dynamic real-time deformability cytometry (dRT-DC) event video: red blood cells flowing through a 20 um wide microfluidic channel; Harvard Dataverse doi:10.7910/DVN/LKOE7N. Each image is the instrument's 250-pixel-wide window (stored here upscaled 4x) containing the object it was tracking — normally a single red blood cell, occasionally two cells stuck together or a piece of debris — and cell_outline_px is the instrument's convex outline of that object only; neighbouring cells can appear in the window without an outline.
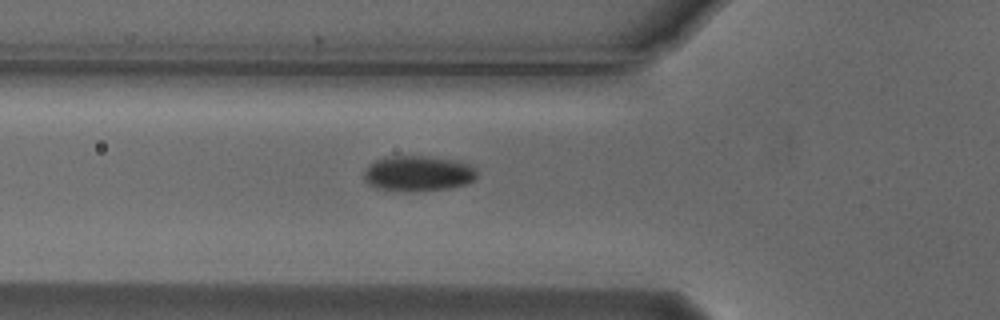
{"species": "Egyptian fruit bat (a non-hibernating species)", "species_latin": "Rousettus aegyptiacus", "temperature_condition": "cold", "stored_images_in_passage": 7, "camera_frame_rate_fps": 3000, "um_per_image_px": 0.085, "animal": {"sex": "male"}, "frame": {"image": 1, "passage_image": 7, "time_ms": 2.0, "image_size_px": [1000, 320], "cell_outline_px": [[476, 176], [468, 184], [448, 188], [404, 192], [376, 188], [368, 184], [364, 180], [364, 168], [368, 164], [384, 156], [428, 156], [456, 160], [468, 164], [476, 168]], "centroid_in_image_um": [35.49, 14.74], "position_along_channel_um": 90.3, "area_um2": 23.64}}